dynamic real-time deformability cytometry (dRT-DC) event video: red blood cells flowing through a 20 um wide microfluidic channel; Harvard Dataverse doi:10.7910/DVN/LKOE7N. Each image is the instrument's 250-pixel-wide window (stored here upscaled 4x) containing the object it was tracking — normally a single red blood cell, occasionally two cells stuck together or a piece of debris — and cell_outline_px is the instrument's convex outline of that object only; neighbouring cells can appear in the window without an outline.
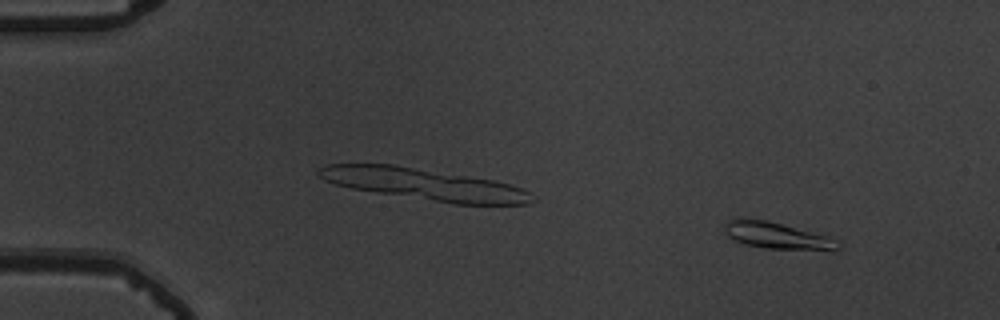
{"species": "common noctule bat (a hibernating species)", "species_latin": "Nyctalus noctula", "temperature_condition": "warm", "stored_images_in_passage": 57, "camera_frame_rate_fps": 3000, "um_per_image_px": 0.085, "animal": {"sex": "male", "body_mass_g": 19.5, "forearm_length_mm": 54.6}, "frame": {"image": 1, "passage_image": 7, "time_ms": 2.0, "image_size_px": [1000, 320], "cell_outline_px": [[840, 248], [764, 248], [744, 244], [728, 236], [724, 232], [724, 224], [732, 216], [744, 216], [768, 220], [824, 236], [832, 240]], "centroid_in_image_um": [65.72, 19.94], "position_along_channel_um": 19.3, "area_um2": 16.88}}
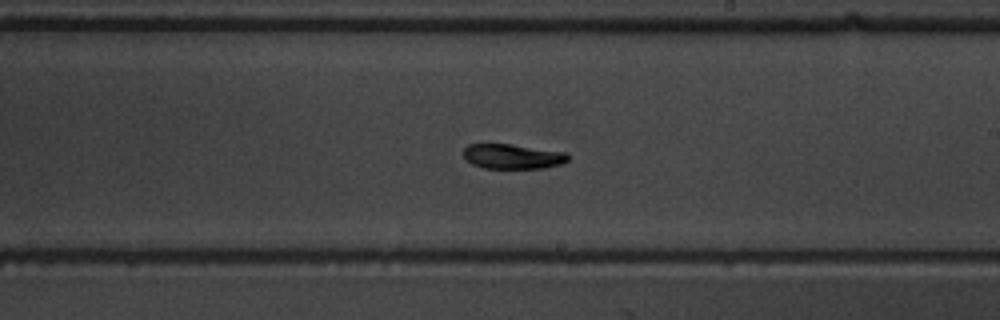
{"frame": {"image": 2, "passage_image": 35, "time_ms": 11.333, "image_size_px": [1000, 320], "cell_outline_px": [[568, 160], [560, 164], [544, 168], [484, 168], [472, 164], [464, 156], [464, 148], [468, 144], [512, 144], [568, 152]], "centroid_in_image_um": [43.59, 13.29], "position_along_channel_um": 245.4, "area_um2": 15.14}}
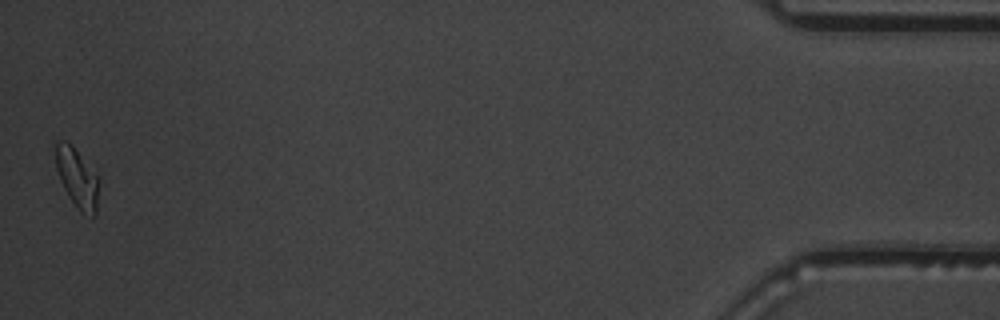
{"frame": {"image": 3, "passage_image": 57, "time_ms": 18.667, "image_size_px": [1000, 320], "cell_outline_px": [[100, 176], [96, 212], [92, 216], [80, 212], [76, 208], [68, 196], [60, 180], [56, 168], [52, 144], [52, 140], [64, 140], [72, 144]], "centroid_in_image_um": [6.53, 15.03], "position_along_channel_um": 428.7, "area_um2": 15.78}, "authors_computed_cell_mechanics": {"area_um2": 15.9528, "velocity_mm_per_s": 3.6411, "shape_relaxation_time_tau1_ms": 9.7089, "shape_relaxation_time_tau2_ms": null, "deformation_change_tau1": 0.2186, "deformation_change_tau2": null}}